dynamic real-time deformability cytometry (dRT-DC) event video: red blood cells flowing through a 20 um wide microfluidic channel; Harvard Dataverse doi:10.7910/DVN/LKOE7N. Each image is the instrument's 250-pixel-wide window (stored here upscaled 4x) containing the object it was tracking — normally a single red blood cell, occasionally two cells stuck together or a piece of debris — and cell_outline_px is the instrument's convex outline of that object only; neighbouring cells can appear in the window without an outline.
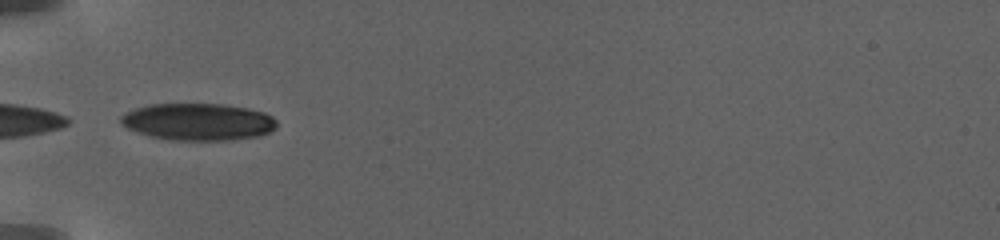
{"species": "human", "species_latin": "Homo sapiens", "temperature_condition": "warm", "stored_images_in_passage": 78, "camera_frame_rate_fps": 3000, "um_per_image_px": 0.085, "donor": {"sex": "female"}, "frame": {"image": 1, "passage_image": 1, "time_ms": 0.0, "image_size_px": [1000, 240], "cell_outline_px": [[276, 128], [260, 136], [232, 140], [172, 140], [152, 136], [128, 128], [120, 120], [120, 116], [136, 108], [152, 104], [224, 104], [248, 108], [264, 112], [272, 116], [276, 120]], "centroid_in_image_um": [16.9, 10.35], "position_along_channel_um": 68.1, "area_um2": 33.47}}
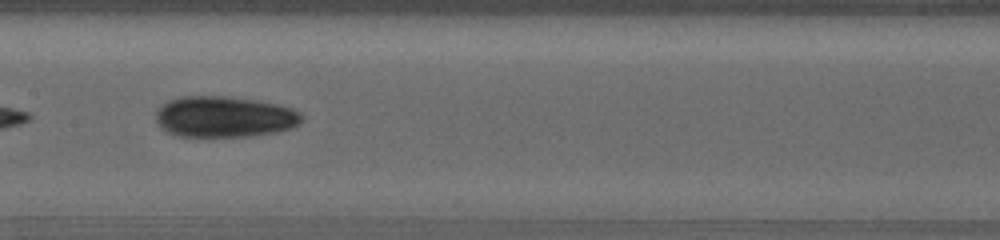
{"frame": {"image": 2, "passage_image": 20, "time_ms": 4.333, "image_size_px": [1000, 240], "cell_outline_px": [[304, 116], [296, 124], [288, 128], [276, 132], [248, 136], [176, 136], [168, 132], [156, 120], [156, 112], [164, 104], [180, 96], [228, 96], [256, 100], [276, 104], [292, 108], [300, 112]], "centroid_in_image_um": [19.07, 9.92], "position_along_channel_um": 188.3, "area_um2": 34.45}, "authors_computed_cell_mechanics": {"area_um2": 32.657, "velocity_mm_per_s": 2.8727, "shape_relaxation_time_tau1_ms": null, "shape_relaxation_time_tau2_ms": 4.2641, "deformation_change_tau1": null, "deformation_change_tau2": 0.0646}}